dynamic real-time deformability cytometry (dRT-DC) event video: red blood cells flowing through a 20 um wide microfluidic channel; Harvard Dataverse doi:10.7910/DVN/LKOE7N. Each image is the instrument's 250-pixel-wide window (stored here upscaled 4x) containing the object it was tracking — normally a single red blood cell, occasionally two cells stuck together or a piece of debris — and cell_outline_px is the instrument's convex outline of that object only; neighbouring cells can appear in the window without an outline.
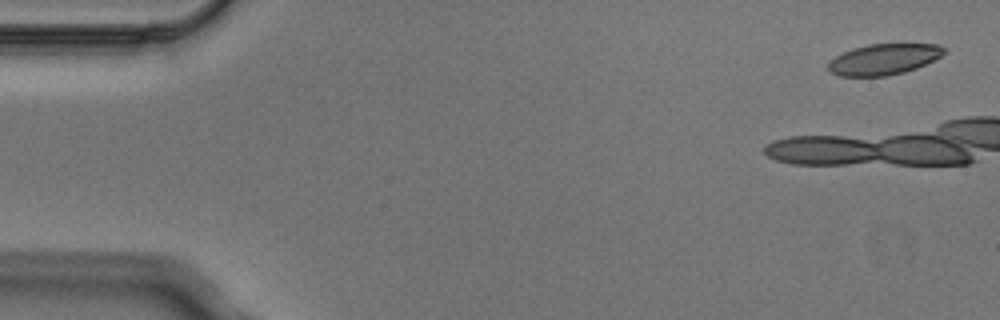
{"species": "Egyptian fruit bat (a non-hibernating species)", "species_latin": "Rousettus aegyptiacus", "temperature_condition": "cold", "stored_images_in_passage": 5, "camera_frame_rate_fps": 3000, "um_per_image_px": 0.085, "animal": {"sex": "male"}, "frame": {"image": 1, "passage_image": 1, "time_ms": 0.0, "image_size_px": [1000, 320], "cell_outline_px": [[948, 48], [940, 56], [916, 68], [904, 72], [888, 76], [840, 76], [832, 72], [828, 68], [828, 64], [836, 56], [852, 48], [868, 44], [940, 44]], "centroid_in_image_um": [75.14, 5.03], "position_along_channel_um": 9.9, "area_um2": 20.69}}